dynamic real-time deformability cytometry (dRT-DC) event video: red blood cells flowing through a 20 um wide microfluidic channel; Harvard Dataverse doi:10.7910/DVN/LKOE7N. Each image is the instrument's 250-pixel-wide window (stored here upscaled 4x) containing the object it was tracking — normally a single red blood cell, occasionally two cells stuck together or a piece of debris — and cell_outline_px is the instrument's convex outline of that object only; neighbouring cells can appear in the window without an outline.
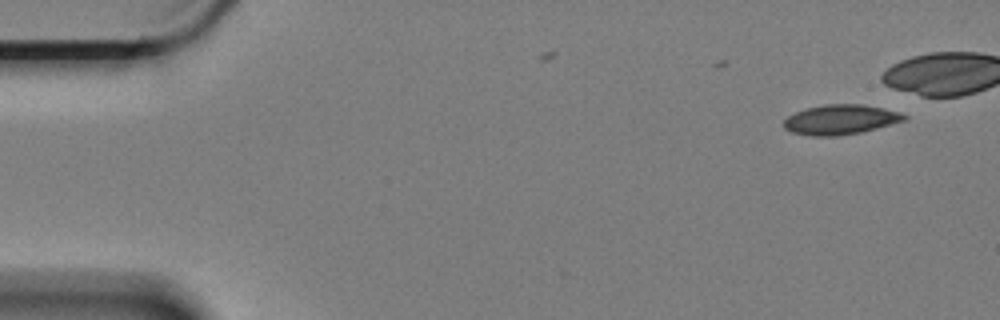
{"species": "Egyptian fruit bat (a non-hibernating species)", "species_latin": "Rousettus aegyptiacus", "temperature_condition": "cold", "stored_images_in_passage": 2, "camera_frame_rate_fps": 3000, "um_per_image_px": 0.085, "animal": {"sex": "female"}, "frame": {"image": 1, "passage_image": 2, "time_ms": 0.333, "image_size_px": [1000, 320], "cell_outline_px": [[908, 116], [904, 120], [876, 128], [860, 132], [836, 136], [812, 136], [792, 132], [784, 128], [784, 120], [788, 116], [796, 112], [808, 108], [824, 104], [864, 104], [884, 108], [900, 112]], "centroid_in_image_um": [71.44, 10.16], "position_along_channel_um": 13.6, "area_um2": 20.75}}